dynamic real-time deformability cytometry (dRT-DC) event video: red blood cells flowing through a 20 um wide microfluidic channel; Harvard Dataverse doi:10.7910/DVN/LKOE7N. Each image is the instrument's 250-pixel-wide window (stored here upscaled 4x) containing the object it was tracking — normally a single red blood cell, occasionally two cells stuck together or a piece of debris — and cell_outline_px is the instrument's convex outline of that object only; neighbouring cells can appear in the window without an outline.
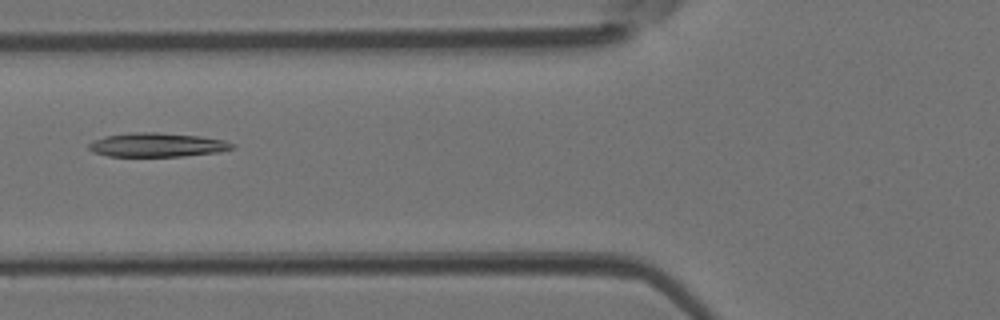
{"species": "Egyptian fruit bat (a non-hibernating species)", "species_latin": "Rousettus aegyptiacus", "temperature_condition": "room temperature", "stored_images_in_passage": 10, "camera_frame_rate_fps": 3000, "um_per_image_px": 0.085, "animal": {"sex": "female"}, "frame": {"image": 1, "passage_image": 5, "time_ms": 1.333, "image_size_px": [1000, 320], "cell_outline_px": [[236, 148], [220, 152], [184, 156], [108, 156], [92, 152], [88, 148], [88, 144], [104, 136], [128, 132], [160, 132], [200, 136], [224, 140], [232, 144]], "centroid_in_image_um": [13.36, 12.31], "position_along_channel_um": 112.4, "area_um2": 20.17}}